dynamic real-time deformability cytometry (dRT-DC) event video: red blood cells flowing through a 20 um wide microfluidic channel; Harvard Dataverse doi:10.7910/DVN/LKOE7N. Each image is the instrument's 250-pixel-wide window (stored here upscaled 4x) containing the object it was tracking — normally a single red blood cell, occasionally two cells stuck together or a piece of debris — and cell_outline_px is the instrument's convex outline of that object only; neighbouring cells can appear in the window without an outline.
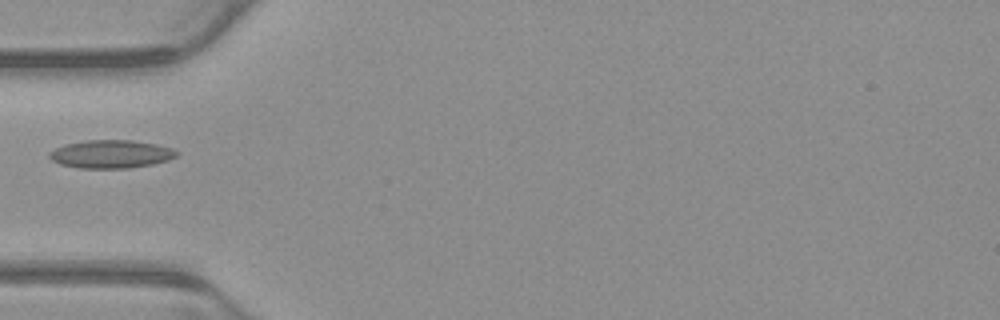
{"species": "common noctule bat (a hibernating species)", "species_latin": "Nyctalus noctula", "temperature_condition": "warm", "stored_images_in_passage": 1, "camera_frame_rate_fps": 3000, "um_per_image_px": 0.085, "animal": {"sex": "male", "body_mass_g": 23.1, "forearm_length_mm": 52.7}, "frame": {"image": 1, "passage_image": 1, "time_ms": 0.0, "image_size_px": [1000, 320], "cell_outline_px": [[180, 152], [176, 156], [168, 160], [152, 164], [128, 168], [80, 168], [60, 164], [52, 160], [48, 156], [48, 152], [64, 144], [88, 140], [132, 140], [156, 144], [172, 148]], "centroid_in_image_um": [9.43, 13.09], "position_along_channel_um": 75.6, "area_um2": 20.87}}